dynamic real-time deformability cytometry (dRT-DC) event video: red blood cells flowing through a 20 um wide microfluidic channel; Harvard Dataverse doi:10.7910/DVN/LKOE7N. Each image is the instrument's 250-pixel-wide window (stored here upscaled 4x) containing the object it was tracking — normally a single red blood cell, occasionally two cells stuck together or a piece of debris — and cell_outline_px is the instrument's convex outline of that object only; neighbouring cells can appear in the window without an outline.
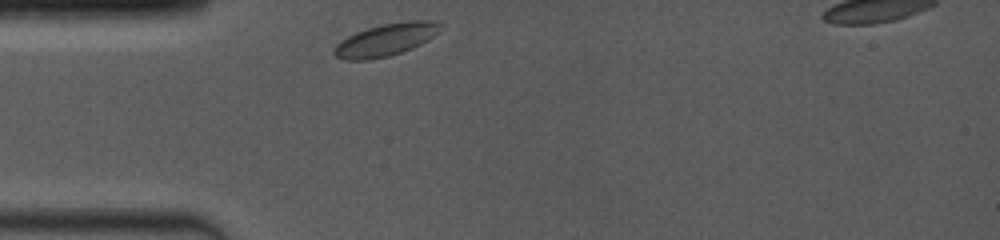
{"species": "common noctule bat (a hibernating species)", "species_latin": "Nyctalus noctula", "temperature_condition": "room temperature", "stored_images_in_passage": 21, "camera_frame_rate_fps": 4000, "um_per_image_px": 0.085, "animal": {"sex": "female", "body_mass_g": 19.0, "forearm_length_mm": 53.3}, "frame": {"image": 1, "passage_image": 1, "time_ms": 0.0, "image_size_px": [1000, 240], "cell_outline_px": [[444, 24], [440, 32], [428, 40], [412, 48], [388, 56], [368, 60], [344, 60], [336, 56], [332, 52], [332, 48], [340, 40], [356, 32], [368, 28], [384, 24], [408, 20], [436, 20]], "centroid_in_image_um": [32.82, 3.37], "position_along_channel_um": 52.2, "area_um2": 20.29}}
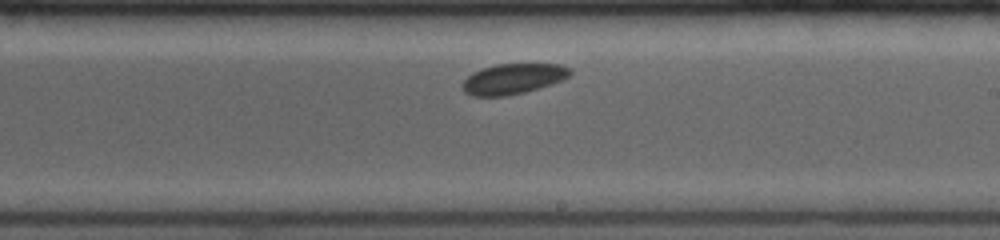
{"frame": {"image": 2, "passage_image": 12, "time_ms": 2.75, "image_size_px": [1000, 240], "cell_outline_px": [[572, 72], [564, 80], [524, 92], [508, 96], [472, 96], [464, 92], [460, 84], [472, 72], [480, 68], [496, 64], [560, 64], [568, 68]], "centroid_in_image_um": [43.56, 6.7], "position_along_channel_um": 245.4, "area_um2": 19.19}}
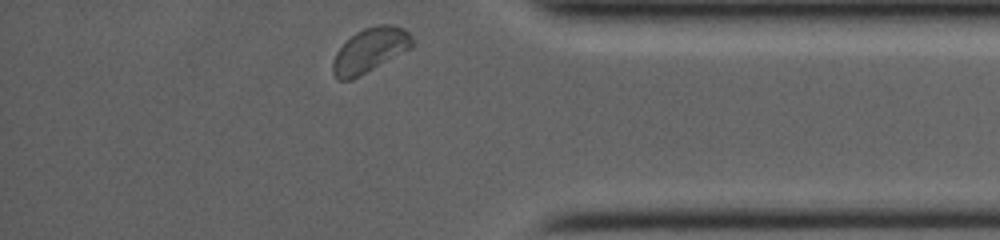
{"frame": {"image": 3, "passage_image": 21, "time_ms": 5.0, "image_size_px": [1000, 240], "cell_outline_px": [[412, 48], [352, 80], [340, 80], [332, 72], [332, 60], [336, 52], [356, 32], [364, 28], [376, 24], [392, 24], [404, 28], [412, 36]], "centroid_in_image_um": [31.46, 4.26], "position_along_channel_um": 403.7, "area_um2": 20.52}}